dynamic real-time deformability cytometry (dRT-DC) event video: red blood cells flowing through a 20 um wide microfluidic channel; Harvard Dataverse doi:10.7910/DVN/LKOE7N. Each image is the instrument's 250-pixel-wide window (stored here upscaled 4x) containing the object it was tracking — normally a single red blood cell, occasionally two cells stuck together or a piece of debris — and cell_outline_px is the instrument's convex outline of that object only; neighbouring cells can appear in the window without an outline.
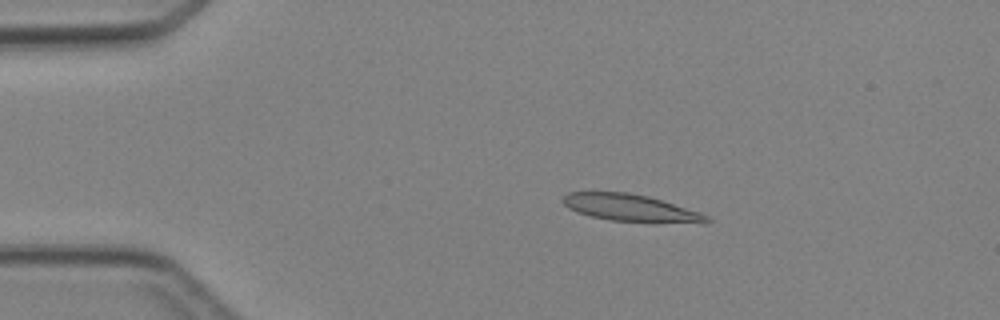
{"species": "Egyptian fruit bat (a non-hibernating species)", "species_latin": "Rousettus aegyptiacus", "temperature_condition": "cold", "stored_images_in_passage": 3, "camera_frame_rate_fps": 3000, "um_per_image_px": 0.085, "animal": {"sex": "female"}, "frame": {"image": 1, "passage_image": 2, "time_ms": 1.0, "image_size_px": [1000, 320], "cell_outline_px": [[712, 220], [704, 224], [612, 220], [592, 216], [576, 212], [568, 208], [560, 200], [568, 192], [628, 192], [648, 196], [700, 212], [708, 216]], "centroid_in_image_um": [53.63, 17.67], "position_along_channel_um": 31.4, "area_um2": 22.66}}